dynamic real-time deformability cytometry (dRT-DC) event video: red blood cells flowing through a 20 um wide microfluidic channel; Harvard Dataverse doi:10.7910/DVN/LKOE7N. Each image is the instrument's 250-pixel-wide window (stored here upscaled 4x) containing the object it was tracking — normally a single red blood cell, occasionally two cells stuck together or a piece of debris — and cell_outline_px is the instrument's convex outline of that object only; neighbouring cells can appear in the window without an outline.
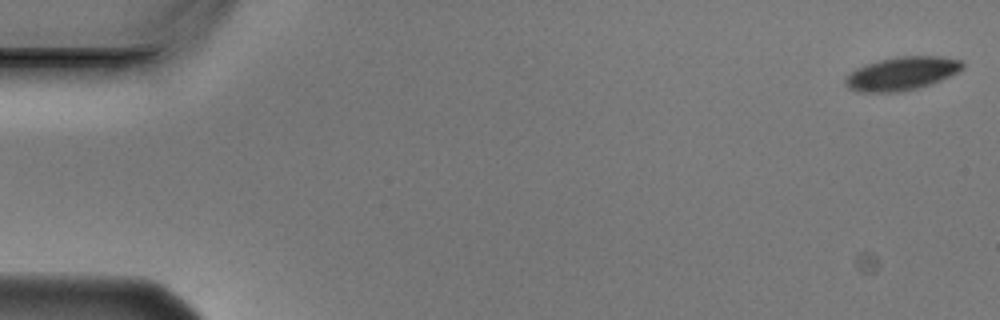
{"species": "Egyptian fruit bat (a non-hibernating species)", "species_latin": "Rousettus aegyptiacus", "temperature_condition": "cold", "stored_images_in_passage": 14, "camera_frame_rate_fps": 3000, "um_per_image_px": 0.085, "animal": {"sex": "male"}, "frame": {"image": 1, "passage_image": 1, "time_ms": 0.0, "image_size_px": [1000, 320], "cell_outline_px": [[964, 68], [940, 80], [916, 88], [896, 92], [864, 92], [848, 88], [844, 84], [844, 80], [856, 68], [864, 64], [896, 56], [944, 56], [960, 60], [964, 64]], "centroid_in_image_um": [76.64, 6.23], "position_along_channel_um": 8.4, "area_um2": 22.54}}
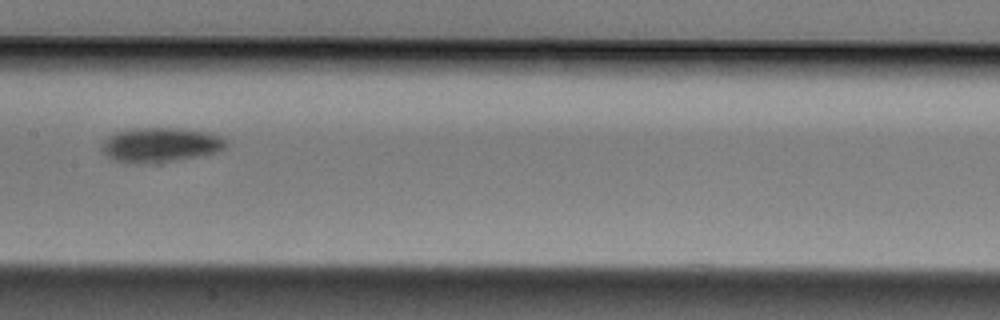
{"frame": {"image": 2, "passage_image": 8, "time_ms": 2.333, "image_size_px": [1000, 320], "cell_outline_px": [[228, 148], [216, 152], [200, 156], [160, 164], [124, 164], [112, 160], [104, 152], [104, 140], [108, 136], [116, 132], [136, 128], [180, 128], [208, 132], [220, 136], [228, 144]], "centroid_in_image_um": [13.66, 12.35], "position_along_channel_um": 193.7, "area_um2": 25.55}}
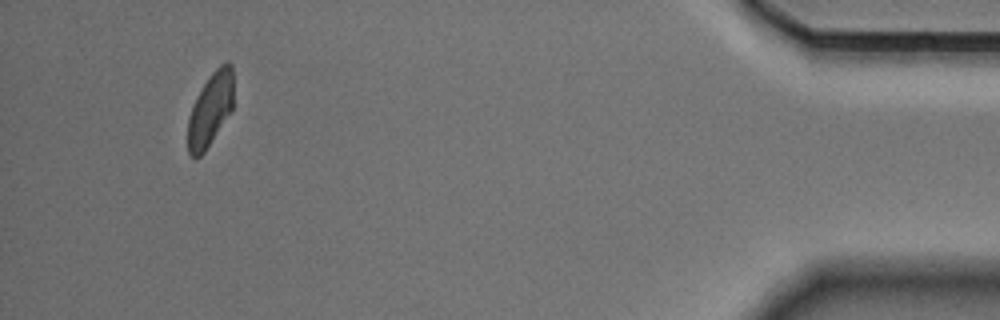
{"frame": {"image": 3, "passage_image": 14, "time_ms": 4.333, "image_size_px": [1000, 320], "cell_outline_px": [[232, 112], [204, 152], [200, 156], [192, 156], [188, 152], [188, 120], [196, 96], [212, 72], [220, 64], [228, 60], [232, 64]], "centroid_in_image_um": [17.89, 9.28], "position_along_channel_um": 417.3, "area_um2": 19.36}}